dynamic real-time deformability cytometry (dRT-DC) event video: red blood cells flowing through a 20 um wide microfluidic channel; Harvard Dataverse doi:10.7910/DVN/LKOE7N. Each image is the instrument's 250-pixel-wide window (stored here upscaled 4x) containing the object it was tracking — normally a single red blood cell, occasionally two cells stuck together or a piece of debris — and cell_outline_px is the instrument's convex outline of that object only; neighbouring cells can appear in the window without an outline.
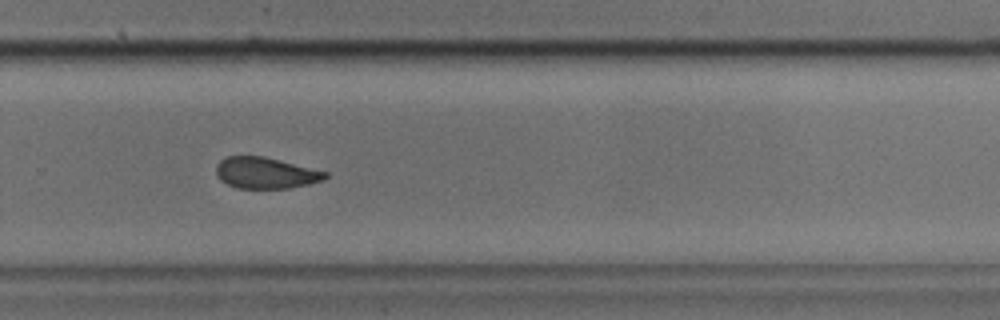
{"species": "common noctule bat (a hibernating species)", "species_latin": "Nyctalus noctula", "temperature_condition": "cold", "stored_images_in_passage": 34, "camera_frame_rate_fps": 3000, "um_per_image_px": 0.085, "animal": {"sex": "male", "body_mass_g": 17.9, "forearm_length_mm": 54.2}, "frame": {"image": 1, "passage_image": 20, "time_ms": 6.333, "image_size_px": [1000, 320], "cell_outline_px": [[328, 176], [320, 180], [308, 184], [288, 188], [236, 188], [220, 180], [216, 172], [216, 164], [220, 160], [228, 156], [264, 156], [328, 172]], "centroid_in_image_um": [22.54, 14.69], "position_along_channel_um": 307.3, "area_um2": 19.71}}